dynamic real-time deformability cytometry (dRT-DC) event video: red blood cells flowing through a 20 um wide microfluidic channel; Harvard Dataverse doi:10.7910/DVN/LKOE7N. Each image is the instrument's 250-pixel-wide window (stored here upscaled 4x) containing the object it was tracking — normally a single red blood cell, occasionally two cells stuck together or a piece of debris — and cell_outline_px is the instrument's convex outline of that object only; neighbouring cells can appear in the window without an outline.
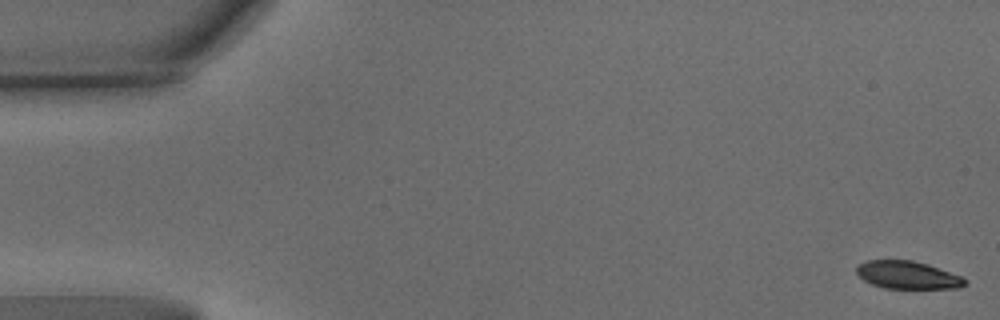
{"species": "common noctule bat (a hibernating species)", "species_latin": "Nyctalus noctula", "temperature_condition": "warm", "stored_images_in_passage": 59, "camera_frame_rate_fps": 3000, "um_per_image_px": 0.085, "animal": {"sex": "male", "body_mass_g": 15.6}, "frame": {"image": 1, "passage_image": 1, "time_ms": 0.0, "image_size_px": [1000, 320], "cell_outline_px": [[968, 284], [960, 288], [884, 288], [872, 284], [864, 280], [856, 272], [856, 264], [868, 260], [912, 260], [928, 264], [960, 276], [968, 280]], "centroid_in_image_um": [77.15, 23.37], "position_along_channel_um": 7.9, "area_um2": 17.57}}
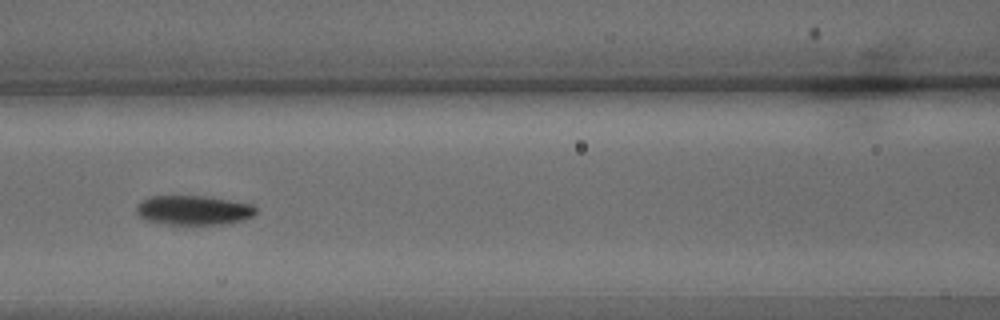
{"frame": {"image": 2, "passage_image": 28, "time_ms": 9.0, "image_size_px": [1000, 320], "cell_outline_px": [[256, 212], [252, 216], [244, 220], [228, 224], [160, 224], [148, 220], [140, 216], [136, 212], [136, 204], [140, 200], [148, 196], [204, 196], [252, 204], [256, 208]], "centroid_in_image_um": [16.42, 17.87], "position_along_channel_um": 150.2, "area_um2": 20.63}}
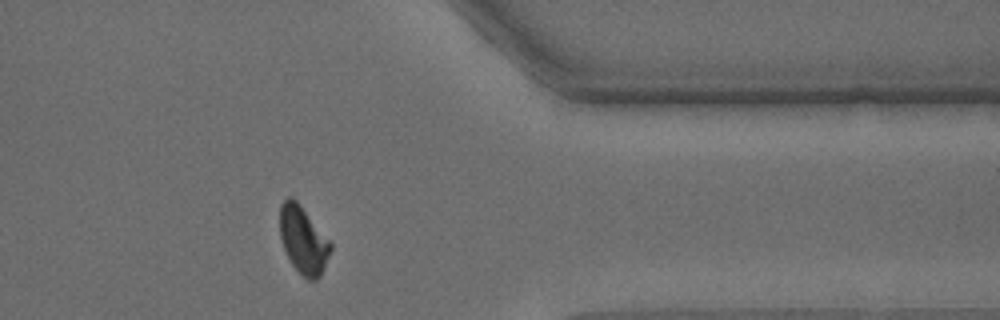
{"frame": {"image": 3, "passage_image": 52, "time_ms": 17.0, "image_size_px": [1000, 320], "cell_outline_px": [[332, 248], [320, 276], [316, 280], [308, 280], [292, 264], [280, 240], [280, 204], [288, 196], [292, 196], [300, 204], [332, 244]], "centroid_in_image_um": [25.76, 20.37], "position_along_channel_um": 385.6, "area_um2": 19.65}, "authors_computed_cell_mechanics": {"area_um2": 20.4034, "velocity_mm_per_s": 3.1431, "shape_relaxation_time_tau1_ms": 3.6159, "shape_relaxation_time_tau2_ms": 2.4956, "deformation_change_tau1": 0.1518, "deformation_change_tau2": 0.07}}